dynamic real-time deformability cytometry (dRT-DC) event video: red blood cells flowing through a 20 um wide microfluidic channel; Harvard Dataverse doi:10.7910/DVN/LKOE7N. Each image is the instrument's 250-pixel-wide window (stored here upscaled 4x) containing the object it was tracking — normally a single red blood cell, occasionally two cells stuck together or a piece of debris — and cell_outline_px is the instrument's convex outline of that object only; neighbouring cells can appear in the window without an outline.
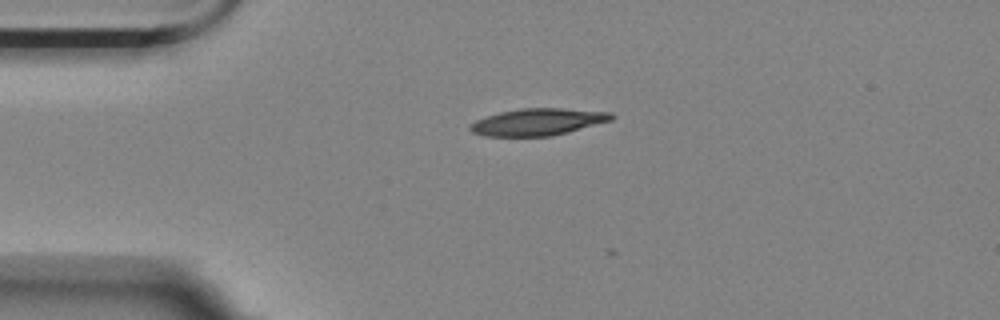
{"species": "Egyptian fruit bat (a non-hibernating species)", "species_latin": "Rousettus aegyptiacus", "temperature_condition": "room temperature", "stored_images_in_passage": 5, "camera_frame_rate_fps": 3000, "um_per_image_px": 0.085, "animal": {"sex": "female"}, "frame": {"image": 1, "passage_image": 1, "time_ms": 0.0, "image_size_px": [1000, 320], "cell_outline_px": [[616, 116], [612, 120], [568, 132], [552, 136], [484, 136], [472, 132], [468, 128], [468, 124], [476, 120], [500, 112], [520, 108], [564, 108], [612, 112]], "centroid_in_image_um": [45.73, 10.36], "position_along_channel_um": 39.3, "area_um2": 22.31}}